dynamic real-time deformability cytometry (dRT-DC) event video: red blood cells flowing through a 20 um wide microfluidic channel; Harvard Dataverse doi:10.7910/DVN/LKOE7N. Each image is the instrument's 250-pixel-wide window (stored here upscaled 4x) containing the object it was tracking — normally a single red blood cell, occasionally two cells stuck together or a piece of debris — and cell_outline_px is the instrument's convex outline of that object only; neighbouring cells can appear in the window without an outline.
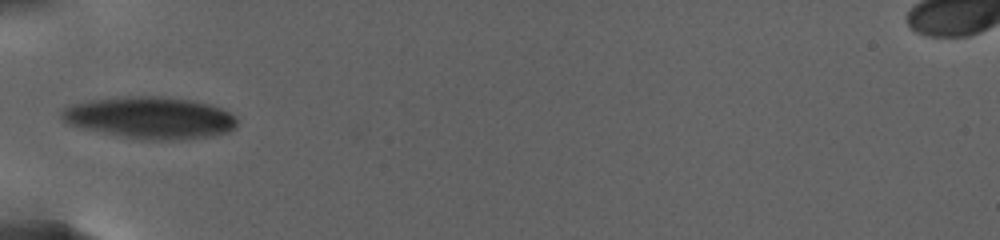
{"species": "human", "species_latin": "Homo sapiens", "temperature_condition": "warm", "stored_images_in_passage": 45, "camera_frame_rate_fps": 3000, "um_per_image_px": 0.085, "donor": {"sex": "female"}, "frame": {"image": 1, "passage_image": 1, "time_ms": 0.0, "image_size_px": [1000, 240], "cell_outline_px": [[236, 128], [228, 132], [212, 136], [180, 140], [140, 140], [84, 128], [68, 124], [60, 116], [60, 112], [64, 108], [72, 104], [84, 100], [116, 96], [160, 96], [192, 100], [208, 104], [220, 108], [236, 116]], "centroid_in_image_um": [12.75, 10.0], "position_along_channel_um": 72.3, "area_um2": 43.18}}
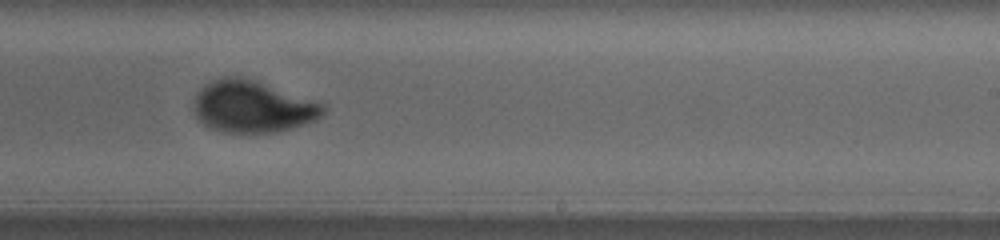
{"frame": {"image": 2, "passage_image": 20, "time_ms": 7.667, "image_size_px": [1000, 240], "cell_outline_px": [[328, 108], [316, 120], [292, 128], [276, 132], [224, 132], [212, 128], [204, 124], [196, 116], [192, 108], [196, 96], [212, 80], [228, 76], [236, 76], [252, 80], [324, 104]], "centroid_in_image_um": [21.47, 9.09], "position_along_channel_um": 267.5, "area_um2": 38.26}}
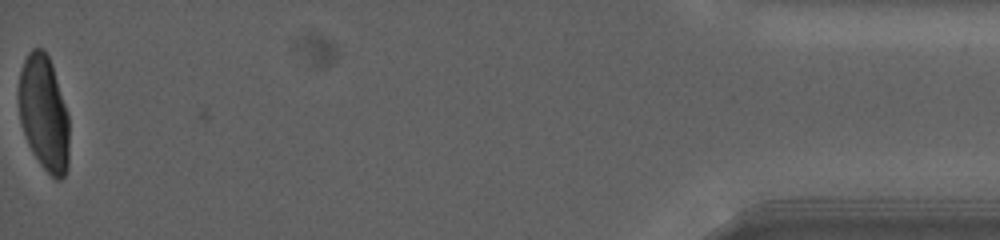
{"frame": {"image": 3, "passage_image": 45, "time_ms": 17.333, "image_size_px": [1000, 240], "cell_outline_px": [[68, 168], [64, 176], [60, 180], [56, 180], [40, 164], [32, 152], [28, 144], [20, 124], [20, 72], [24, 60], [28, 52], [32, 48], [44, 48], [52, 64], [68, 112]], "centroid_in_image_um": [3.75, 9.62], "position_along_channel_um": 431.5, "area_um2": 33.81}, "authors_computed_cell_mechanics": {"area_um2": 37.6278, "velocity_mm_per_s": 2.5722, "shape_relaxation_time_tau1_ms": 6.3391, "shape_relaxation_time_tau2_ms": null, "deformation_change_tau1": 0.1968, "deformation_change_tau2": null}}